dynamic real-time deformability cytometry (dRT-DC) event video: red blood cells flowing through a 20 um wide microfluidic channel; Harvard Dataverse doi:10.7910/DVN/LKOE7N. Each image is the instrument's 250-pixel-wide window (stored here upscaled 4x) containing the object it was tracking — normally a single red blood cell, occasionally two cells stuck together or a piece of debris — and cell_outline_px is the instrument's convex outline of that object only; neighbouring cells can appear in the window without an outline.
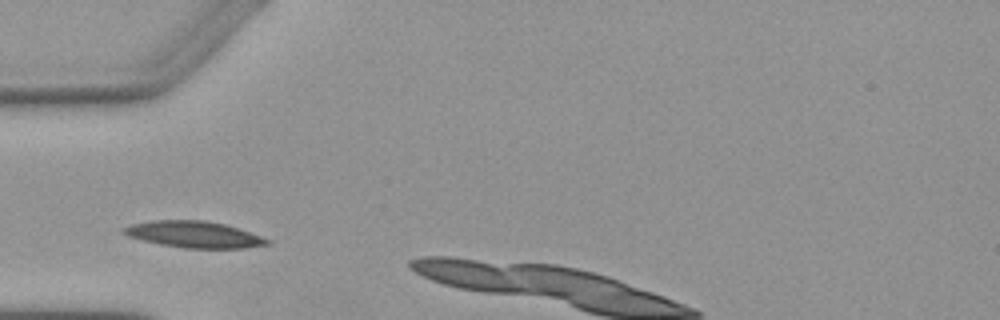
{"species": "Egyptian fruit bat (a non-hibernating species)", "species_latin": "Rousettus aegyptiacus", "temperature_condition": "warm", "stored_images_in_passage": 8, "camera_frame_rate_fps": 3000, "um_per_image_px": 0.085, "animal": {"sex": "female"}, "frame": {"image": 1, "passage_image": 1, "time_ms": 0.0, "image_size_px": [1000, 320], "cell_outline_px": [[272, 244], [244, 248], [184, 248], [160, 244], [128, 236], [120, 232], [120, 228], [132, 224], [152, 220], [204, 220], [224, 224], [272, 240]], "centroid_in_image_um": [16.47, 19.93], "position_along_channel_um": 68.5, "area_um2": 22.08}}
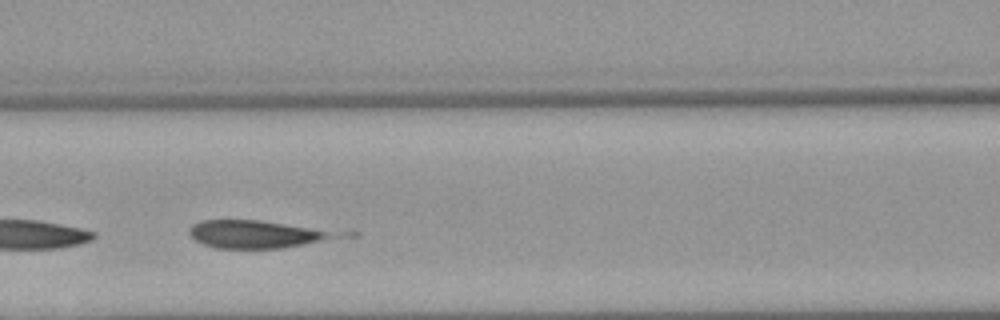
{"frame": {"image": 2, "passage_image": 4, "time_ms": 4.333, "image_size_px": [1000, 320], "cell_outline_px": [[360, 236], [280, 248], [216, 248], [204, 244], [196, 240], [188, 232], [188, 228], [192, 224], [200, 220], [260, 220], [360, 232]], "centroid_in_image_um": [22.24, 19.89], "position_along_channel_um": 144.4, "area_um2": 25.49}}
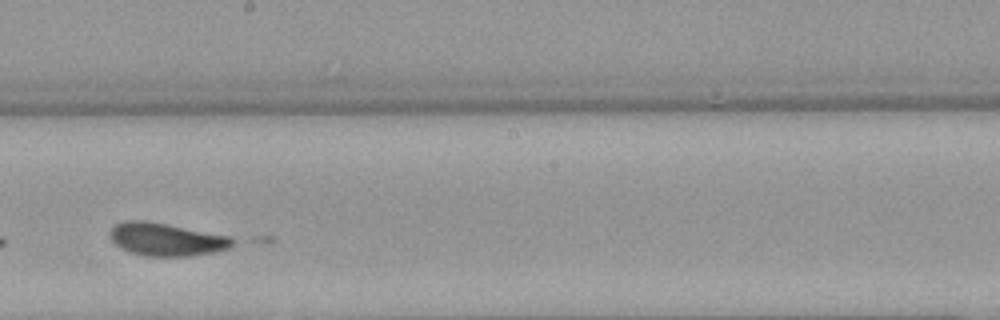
{"frame": {"image": 3, "passage_image": 6, "time_ms": 6.667, "image_size_px": [1000, 320], "cell_outline_px": [[240, 240], [228, 248], [216, 252], [192, 256], [148, 256], [128, 252], [120, 248], [108, 236], [108, 232], [116, 224], [124, 220], [144, 220], [232, 236]], "centroid_in_image_um": [14.18, 20.35], "position_along_channel_um": 234.0, "area_um2": 23.87}}